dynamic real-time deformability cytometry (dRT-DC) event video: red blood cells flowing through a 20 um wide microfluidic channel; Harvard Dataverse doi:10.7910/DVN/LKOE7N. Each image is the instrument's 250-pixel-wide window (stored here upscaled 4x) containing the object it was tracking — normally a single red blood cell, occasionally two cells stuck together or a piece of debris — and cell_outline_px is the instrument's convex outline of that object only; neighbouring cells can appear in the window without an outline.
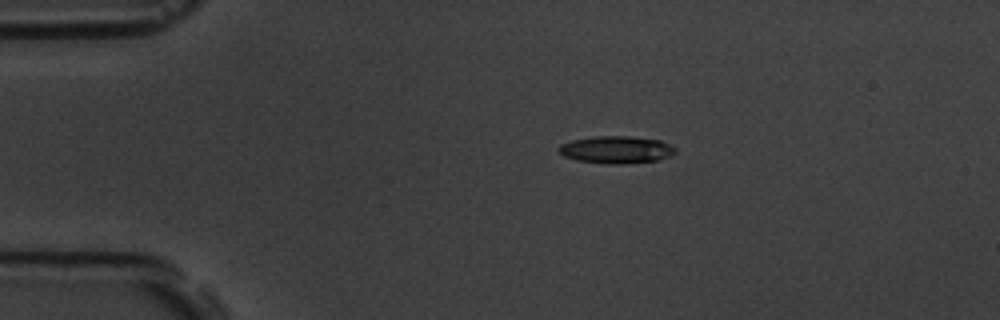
{"species": "common noctule bat (a hibernating species)", "species_latin": "Nyctalus noctula", "temperature_condition": "room temperature", "stored_images_in_passage": 3, "segment_of_instrument_passage": [2, 2], "camera_frame_rate_fps": 3000, "um_per_image_px": 0.085, "animal": {"sex": "male", "body_mass_g": 19.5, "forearm_length_mm": 54.6}, "frame": {"image": 1, "passage_image": 3, "time_ms": 17.667, "image_size_px": [1000, 320], "cell_outline_px": [[676, 152], [672, 156], [656, 160], [620, 164], [604, 164], [576, 160], [564, 156], [556, 148], [560, 144], [572, 140], [592, 136], [628, 136], [660, 140], [676, 148]], "centroid_in_image_um": [52.36, 12.72], "position_along_channel_um": 32.6, "area_um2": 18.67}}